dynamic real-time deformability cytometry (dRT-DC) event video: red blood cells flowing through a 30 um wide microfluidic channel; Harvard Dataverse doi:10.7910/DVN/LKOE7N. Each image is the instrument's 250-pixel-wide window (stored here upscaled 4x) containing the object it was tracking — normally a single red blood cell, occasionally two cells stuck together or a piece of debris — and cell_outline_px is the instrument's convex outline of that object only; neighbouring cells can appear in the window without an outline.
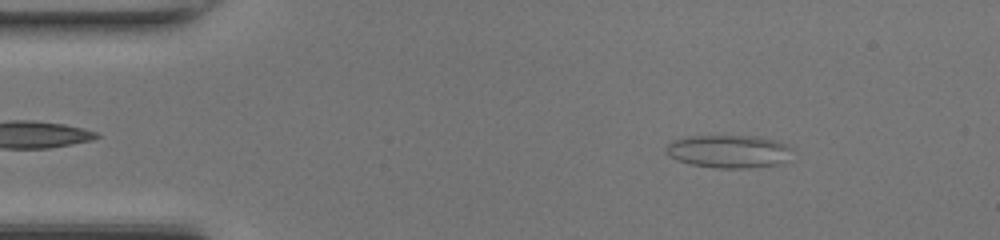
{"species": "common noctule bat (a hibernating species)", "species_latin": "Nyctalus noctula", "temperature_condition": "room temperature", "stored_images_in_passage": 46, "camera_frame_rate_fps": 3000, "um_per_image_px": 0.085, "animal": {"sex": "female", "body_mass_g": 17.0, "forearm_length_mm": 48.0}, "frame": {"image": 1, "passage_image": 6, "time_ms": 1.667, "image_size_px": [1000, 240], "cell_outline_px": [[792, 160], [780, 164], [748, 168], [716, 168], [692, 164], [676, 160], [664, 148], [672, 140], [684, 136], [760, 136], [784, 144], [792, 148]], "centroid_in_image_um": [61.99, 12.87], "position_along_channel_um": 23.0, "area_um2": 24.45}}
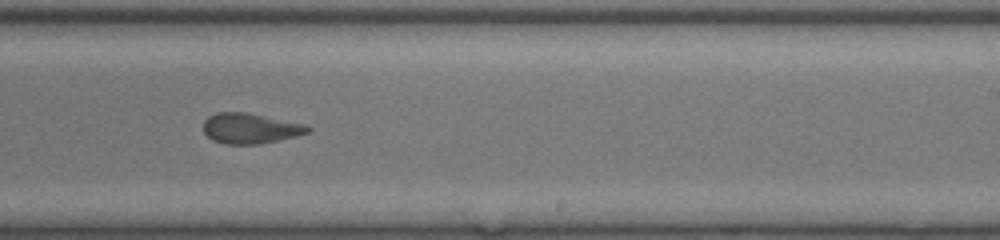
{"frame": {"image": 2, "passage_image": 28, "time_ms": 9.0, "image_size_px": [1000, 240], "cell_outline_px": [[312, 128], [308, 132], [296, 136], [260, 144], [224, 144], [212, 140], [204, 132], [204, 120], [208, 116], [216, 112], [244, 112], [304, 124]], "centroid_in_image_um": [21.24, 10.91], "position_along_channel_um": 267.8, "area_um2": 18.32}}
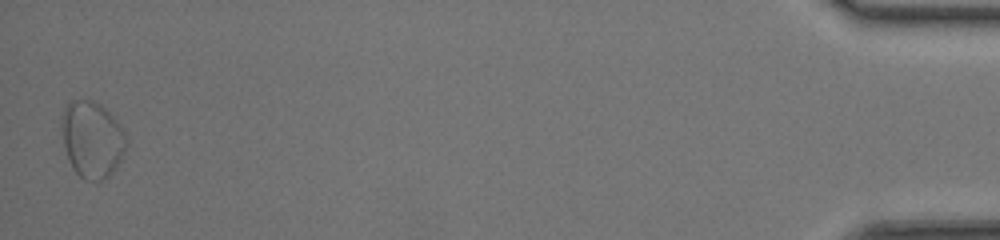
{"frame": {"image": 3, "passage_image": 46, "time_ms": 15.0, "image_size_px": [1000, 240], "cell_outline_px": [[128, 144], [120, 160], [108, 176], [104, 180], [84, 180], [76, 172], [68, 160], [64, 144], [60, 124], [60, 116], [64, 108], [72, 100], [92, 100], [100, 104], [120, 124], [124, 132]], "centroid_in_image_um": [7.8, 11.83], "position_along_channel_um": 427.4, "area_um2": 28.78}, "authors_computed_cell_mechanics": {"area_um2": 18.7561, "velocity_mm_per_s": 4.3452, "shape_relaxation_time_tau1_ms": 3.8361, "shape_relaxation_time_tau2_ms": 1.7373, "deformation_change_tau1": 0.1334, "deformation_change_tau2": 0.0962}}